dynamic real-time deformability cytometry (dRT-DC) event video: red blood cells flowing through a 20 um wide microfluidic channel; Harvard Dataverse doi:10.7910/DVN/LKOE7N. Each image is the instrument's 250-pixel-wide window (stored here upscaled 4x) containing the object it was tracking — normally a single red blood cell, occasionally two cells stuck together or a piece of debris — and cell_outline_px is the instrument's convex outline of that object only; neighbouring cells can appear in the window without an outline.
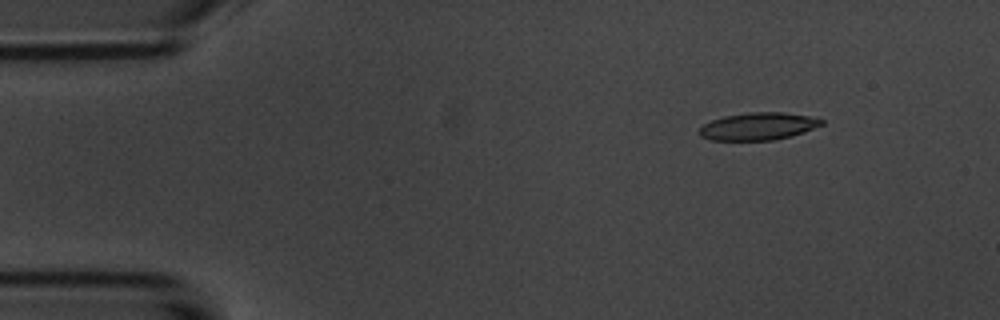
{"species": "common noctule bat (a hibernating species)", "species_latin": "Nyctalus noctula", "temperature_condition": "room temperature", "stored_images_in_passage": 7, "camera_frame_rate_fps": 3000, "um_per_image_px": 0.085, "animal": {"sex": "male", "body_mass_g": 20.1, "forearm_length_mm": 53.5}, "frame": {"image": 1, "passage_image": 2, "time_ms": 1.333, "image_size_px": [1000, 320], "cell_outline_px": [[824, 124], [804, 132], [772, 140], [712, 140], [700, 136], [700, 128], [704, 124], [712, 120], [724, 116], [748, 112], [784, 112], [808, 116], [824, 120]], "centroid_in_image_um": [64.45, 10.73], "position_along_channel_um": 20.6, "area_um2": 19.36}}
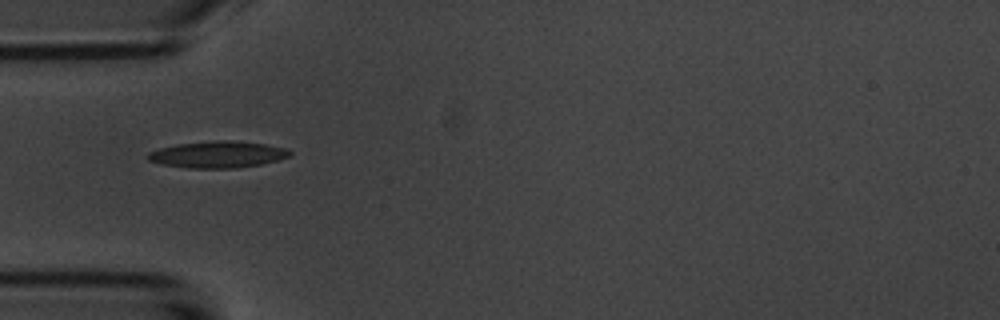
{"frame": {"image": 2, "passage_image": 5, "time_ms": 4.667, "image_size_px": [1000, 320], "cell_outline_px": [[292, 156], [280, 160], [260, 164], [236, 168], [188, 168], [160, 164], [148, 160], [144, 156], [148, 152], [160, 148], [176, 144], [220, 140], [232, 140], [264, 144], [284, 148], [292, 152]], "centroid_in_image_um": [18.48, 13.13], "position_along_channel_um": 66.5, "area_um2": 22.14}}
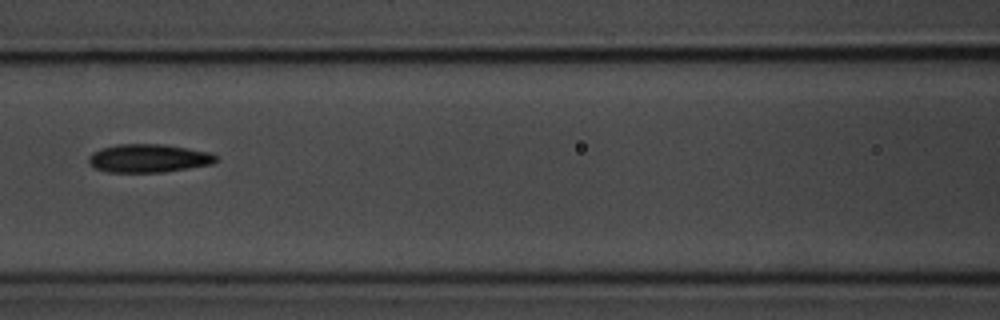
{"frame": {"image": 3, "passage_image": 7, "time_ms": 7.0, "image_size_px": [1000, 320], "cell_outline_px": [[220, 156], [212, 164], [160, 172], [108, 172], [96, 168], [88, 160], [88, 156], [92, 152], [100, 148], [116, 144], [164, 144], [212, 152]], "centroid_in_image_um": [12.64, 13.43], "position_along_channel_um": 154.0, "area_um2": 21.04}}